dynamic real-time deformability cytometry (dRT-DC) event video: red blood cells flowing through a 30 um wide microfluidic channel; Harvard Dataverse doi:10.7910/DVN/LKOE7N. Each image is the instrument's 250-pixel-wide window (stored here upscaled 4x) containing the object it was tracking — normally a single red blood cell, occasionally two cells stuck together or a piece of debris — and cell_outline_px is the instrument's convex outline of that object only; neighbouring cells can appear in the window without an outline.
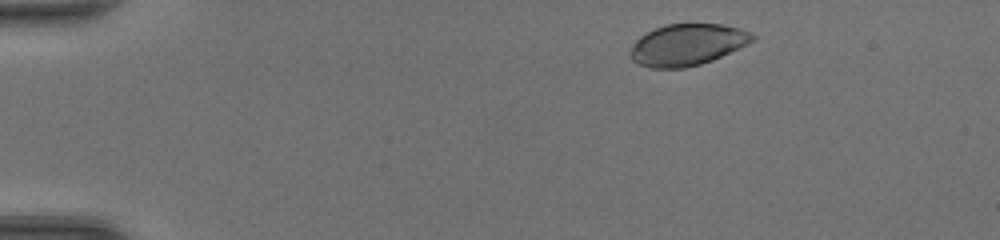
{"species": "common noctule bat (a hibernating species)", "species_latin": "Nyctalus noctula", "temperature_condition": "room temperature", "stored_images_in_passage": 44, "camera_frame_rate_fps": 3000, "um_per_image_px": 0.085, "animal": {"sex": "female", "body_mass_g": 20.0, "forearm_length_mm": 54.0}, "frame": {"image": 1, "passage_image": 4, "time_ms": 1.0, "image_size_px": [1000, 240], "cell_outline_px": [[756, 36], [752, 40], [712, 60], [700, 64], [684, 68], [652, 68], [640, 64], [632, 60], [628, 56], [628, 52], [636, 40], [640, 36], [656, 28], [668, 24], [720, 24], [740, 28], [752, 32]], "centroid_in_image_um": [58.37, 3.8], "position_along_channel_um": 26.6, "area_um2": 29.19}}
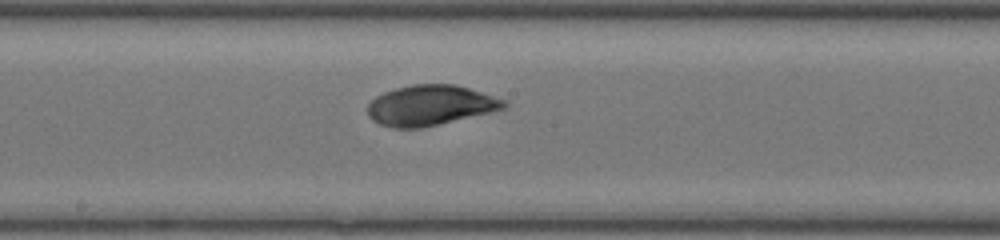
{"frame": {"image": 2, "passage_image": 23, "time_ms": 7.333, "image_size_px": [1000, 240], "cell_outline_px": [[508, 104], [504, 108], [492, 112], [420, 128], [392, 128], [380, 124], [372, 120], [368, 116], [368, 104], [376, 96], [384, 92], [396, 88], [412, 84], [452, 84], [468, 88], [508, 100]], "centroid_in_image_um": [36.58, 8.95], "position_along_channel_um": 211.6, "area_um2": 31.96}}
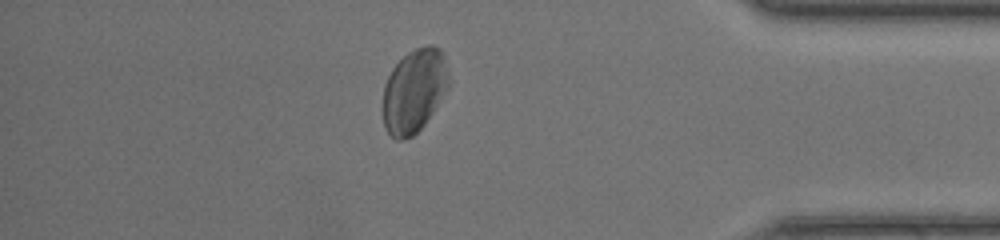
{"frame": {"image": 3, "passage_image": 38, "time_ms": 12.333, "image_size_px": [1000, 240], "cell_outline_px": [[452, 80], [448, 88], [424, 124], [412, 136], [400, 140], [396, 140], [388, 132], [384, 124], [380, 108], [384, 84], [392, 68], [408, 52], [416, 48], [428, 44], [432, 44], [440, 48], [444, 52]], "centroid_in_image_um": [35.21, 7.68], "position_along_channel_um": 400.0, "area_um2": 32.83}}